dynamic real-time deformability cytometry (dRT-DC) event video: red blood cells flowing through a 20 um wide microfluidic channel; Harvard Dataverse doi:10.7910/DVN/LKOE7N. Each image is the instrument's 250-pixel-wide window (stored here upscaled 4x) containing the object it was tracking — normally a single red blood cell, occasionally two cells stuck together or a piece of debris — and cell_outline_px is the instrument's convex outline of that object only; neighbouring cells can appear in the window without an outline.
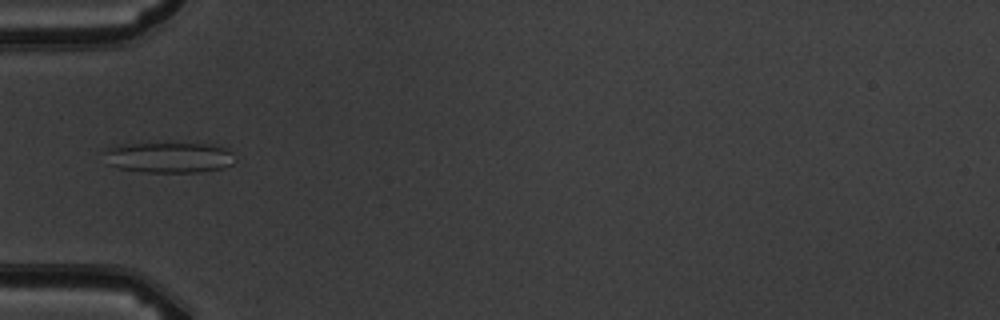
{"species": "common noctule bat (a hibernating species)", "species_latin": "Nyctalus noctula", "temperature_condition": "warm", "stored_images_in_passage": 4, "camera_frame_rate_fps": 3000, "um_per_image_px": 0.085, "animal": {"sex": "male", "body_mass_g": 19.5, "forearm_length_mm": 54.6}, "frame": {"image": 1, "passage_image": 4, "time_ms": 3.333, "image_size_px": [1000, 320], "cell_outline_px": [[236, 160], [232, 164], [224, 168], [196, 172], [148, 172], [116, 168], [108, 164], [100, 152], [112, 144], [212, 144], [224, 148], [232, 152]], "centroid_in_image_um": [14.28, 13.38], "position_along_channel_um": 70.7, "area_um2": 23.64}}